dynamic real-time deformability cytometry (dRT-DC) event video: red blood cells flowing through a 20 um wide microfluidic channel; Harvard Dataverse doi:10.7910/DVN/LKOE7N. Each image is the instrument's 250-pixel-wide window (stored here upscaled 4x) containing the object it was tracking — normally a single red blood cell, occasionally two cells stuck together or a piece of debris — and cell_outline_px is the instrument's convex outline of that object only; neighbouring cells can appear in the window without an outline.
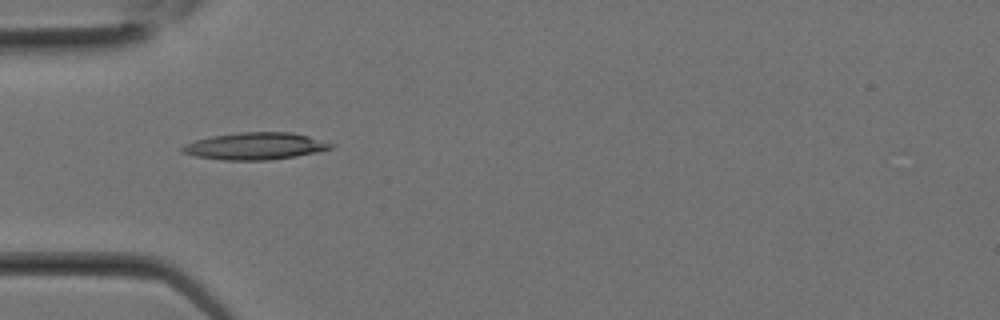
{"species": "Egyptian fruit bat (a non-hibernating species)", "species_latin": "Rousettus aegyptiacus", "temperature_condition": "room temperature", "stored_images_in_passage": 1, "camera_frame_rate_fps": 3000, "um_per_image_px": 0.085, "animal": {"sex": "female"}, "frame": {"image": 1, "passage_image": 1, "time_ms": 0.0, "image_size_px": [1000, 320], "cell_outline_px": [[336, 144], [332, 148], [316, 152], [296, 156], [268, 160], [224, 160], [196, 156], [180, 152], [180, 148], [184, 144], [196, 140], [212, 136], [240, 132], [292, 132], [308, 136]], "centroid_in_image_um": [21.69, 12.42], "position_along_channel_um": 63.3, "area_um2": 23.41}}